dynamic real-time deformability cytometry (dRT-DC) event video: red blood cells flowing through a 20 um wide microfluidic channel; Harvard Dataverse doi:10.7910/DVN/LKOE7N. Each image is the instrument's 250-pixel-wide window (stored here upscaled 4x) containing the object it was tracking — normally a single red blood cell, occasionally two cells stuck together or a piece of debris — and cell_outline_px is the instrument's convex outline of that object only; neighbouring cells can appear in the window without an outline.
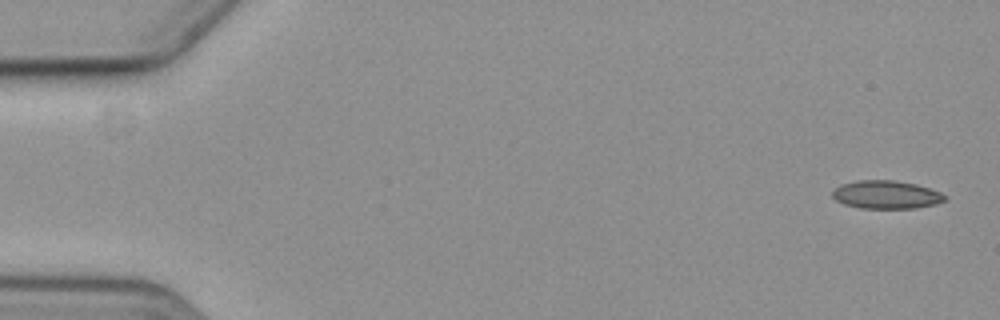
{"species": "common noctule bat (a hibernating species)", "species_latin": "Nyctalus noctula", "temperature_condition": "cold", "stored_images_in_passage": 6, "camera_frame_rate_fps": 3000, "um_per_image_px": 0.085, "animal": {"sex": "female", "body_mass_g": 19.3, "forearm_length_mm": 54.1}, "frame": {"image": 1, "passage_image": 1, "time_ms": 0.0, "image_size_px": [1000, 320], "cell_outline_px": [[948, 196], [944, 200], [936, 204], [916, 208], [860, 208], [844, 204], [836, 200], [832, 196], [832, 192], [840, 184], [856, 180], [892, 180], [916, 184], [940, 192]], "centroid_in_image_um": [75.32, 16.54], "position_along_channel_um": 9.7, "area_um2": 18.44}}
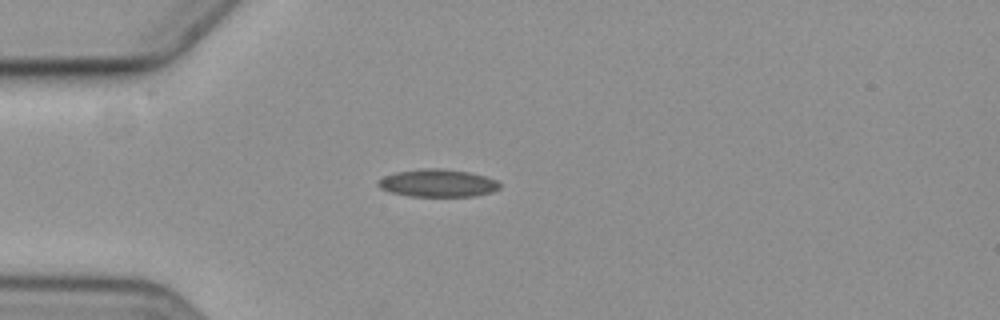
{"frame": {"image": 2, "passage_image": 5, "time_ms": 4.667, "image_size_px": [1000, 320], "cell_outline_px": [[500, 188], [492, 192], [472, 196], [412, 196], [388, 192], [380, 188], [376, 184], [384, 176], [396, 172], [420, 168], [440, 168], [468, 172], [484, 176], [496, 180], [500, 184]], "centroid_in_image_um": [37.18, 15.56], "position_along_channel_um": 47.8, "area_um2": 19.54}}
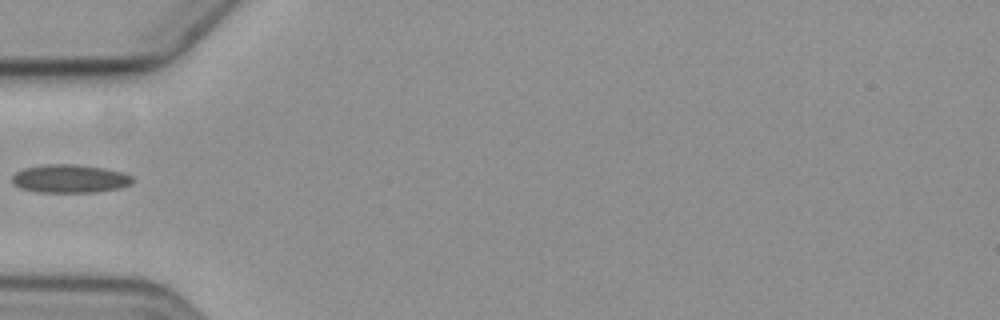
{"frame": {"image": 3, "passage_image": 6, "time_ms": 6.0, "image_size_px": [1000, 320], "cell_outline_px": [[132, 184], [120, 188], [92, 192], [36, 192], [20, 188], [12, 184], [12, 176], [16, 172], [24, 168], [44, 164], [76, 164], [104, 168], [120, 172], [132, 176]], "centroid_in_image_um": [5.9, 15.19], "position_along_channel_um": 79.1, "area_um2": 19.88}}